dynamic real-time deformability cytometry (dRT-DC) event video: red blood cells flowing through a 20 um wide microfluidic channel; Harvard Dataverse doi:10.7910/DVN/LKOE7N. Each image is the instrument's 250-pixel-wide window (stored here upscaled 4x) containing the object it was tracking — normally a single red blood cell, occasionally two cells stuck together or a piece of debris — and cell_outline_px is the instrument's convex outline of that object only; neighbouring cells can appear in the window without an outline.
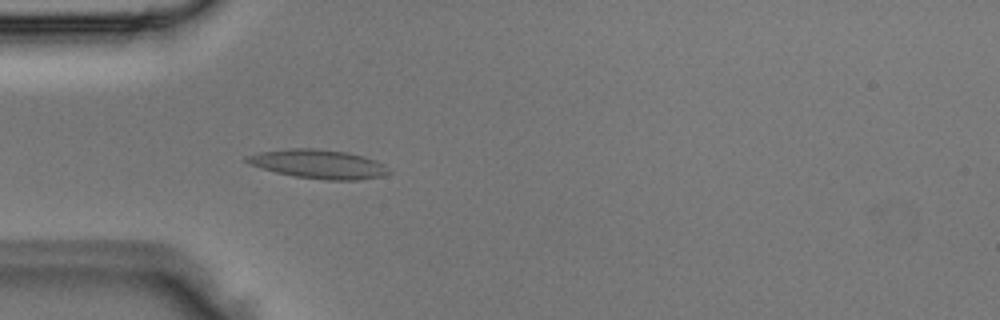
{"species": "Egyptian fruit bat (a non-hibernating species)", "species_latin": "Rousettus aegyptiacus", "temperature_condition": "room temperature", "stored_images_in_passage": 2, "camera_frame_rate_fps": 3000, "um_per_image_px": 0.085, "animal": {"sex": "male"}, "frame": {"image": 1, "passage_image": 2, "time_ms": 0.333, "image_size_px": [1000, 320], "cell_outline_px": [[392, 172], [384, 176], [356, 180], [324, 180], [296, 176], [276, 172], [248, 164], [244, 160], [244, 156], [260, 152], [288, 148], [316, 148], [348, 152], [364, 156], [376, 160], [384, 164]], "centroid_in_image_um": [27.09, 13.94], "position_along_channel_um": 57.9, "area_um2": 24.16}}